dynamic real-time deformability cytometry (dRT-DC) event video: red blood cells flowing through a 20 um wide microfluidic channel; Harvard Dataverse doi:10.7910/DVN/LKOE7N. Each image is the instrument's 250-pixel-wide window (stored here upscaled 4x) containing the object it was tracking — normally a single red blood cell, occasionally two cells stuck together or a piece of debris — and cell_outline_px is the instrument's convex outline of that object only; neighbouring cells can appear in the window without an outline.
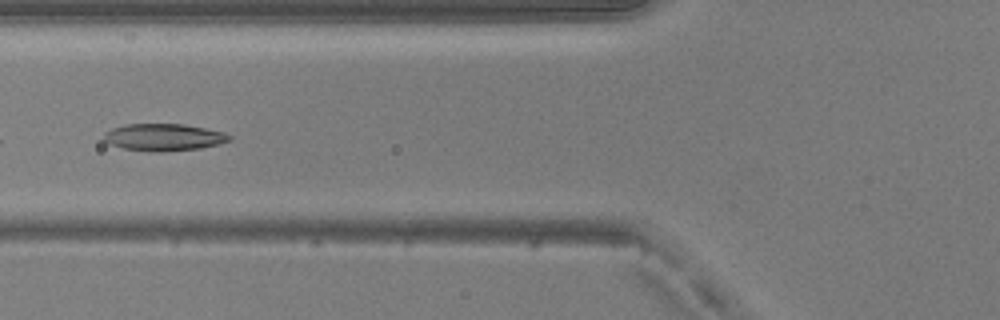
{"species": "common noctule bat (a hibernating species)", "species_latin": "Nyctalus noctula", "temperature_condition": "warm", "stored_images_in_passage": 14, "camera_frame_rate_fps": 3000, "um_per_image_px": 0.085, "animal": {"sex": "male", "body_mass_g": 20.5, "forearm_length_mm": 52.5}, "frame": {"image": 1, "passage_image": 5, "time_ms": 1.333, "image_size_px": [1000, 320], "cell_outline_px": [[232, 140], [220, 144], [200, 148], [160, 152], [152, 152], [124, 148], [112, 144], [104, 140], [104, 132], [112, 128], [124, 124], [184, 124], [224, 132], [232, 136]], "centroid_in_image_um": [13.95, 11.66], "position_along_channel_um": 111.9, "area_um2": 19.83}}
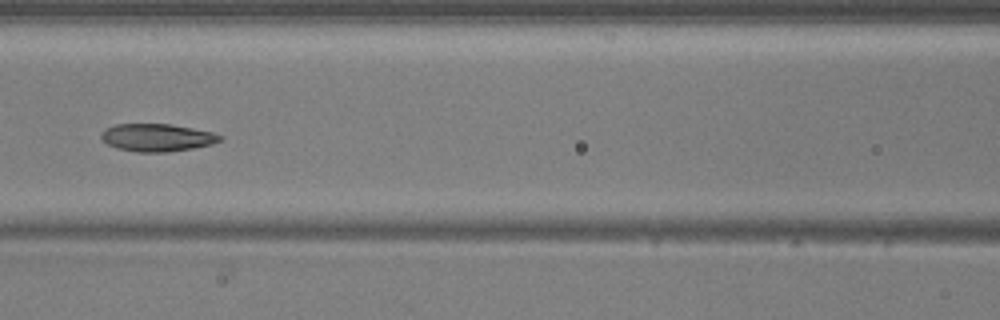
{"frame": {"image": 2, "passage_image": 8, "time_ms": 2.333, "image_size_px": [1000, 320], "cell_outline_px": [[224, 136], [220, 140], [212, 144], [192, 148], [168, 152], [136, 152], [116, 148], [108, 144], [100, 136], [100, 132], [104, 128], [116, 124], [172, 124], [212, 132]], "centroid_in_image_um": [13.32, 11.69], "position_along_channel_um": 153.3, "area_um2": 19.19}}